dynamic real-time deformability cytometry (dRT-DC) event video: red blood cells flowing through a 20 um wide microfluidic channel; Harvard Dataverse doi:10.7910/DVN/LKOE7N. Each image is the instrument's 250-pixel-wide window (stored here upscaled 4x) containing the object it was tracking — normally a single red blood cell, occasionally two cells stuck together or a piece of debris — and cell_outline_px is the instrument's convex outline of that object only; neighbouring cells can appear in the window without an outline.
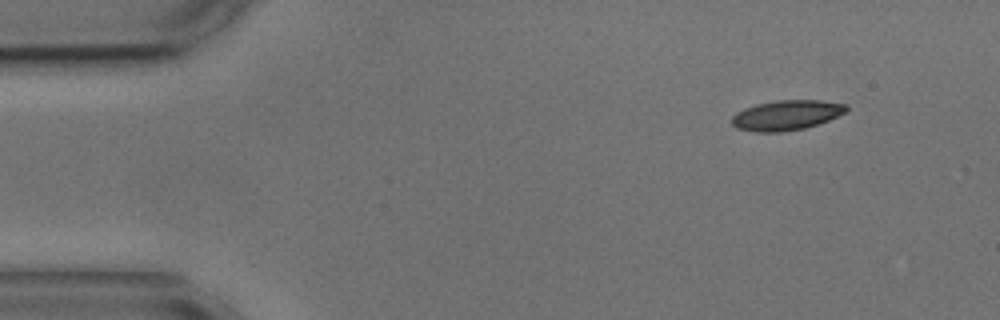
{"species": "common noctule bat (a hibernating species)", "species_latin": "Nyctalus noctula", "temperature_condition": "cold", "stored_images_in_passage": 8, "camera_frame_rate_fps": 3000, "um_per_image_px": 0.085, "animal": {"sex": "male", "body_mass_g": 17.9, "forearm_length_mm": 54.2}, "frame": {"image": 1, "passage_image": 1, "time_ms": 0.0, "image_size_px": [1000, 320], "cell_outline_px": [[848, 108], [844, 112], [828, 120], [804, 128], [780, 132], [756, 132], [736, 128], [732, 124], [732, 116], [736, 112], [744, 108], [756, 104], [776, 100], [820, 100], [848, 104]], "centroid_in_image_um": [66.82, 9.78], "position_along_channel_um": 18.2, "area_um2": 19.94}}
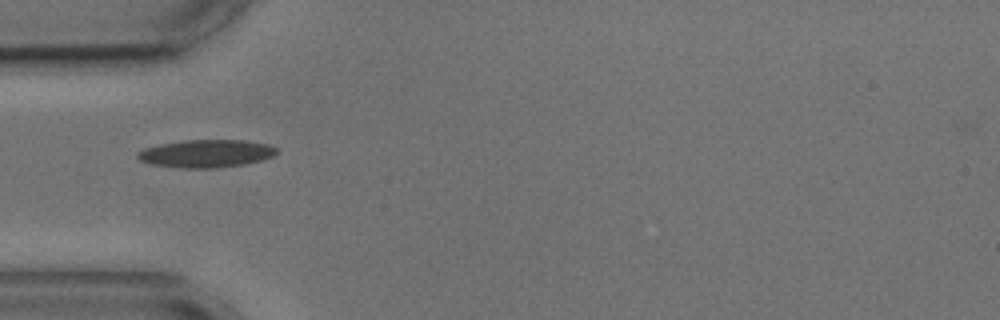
{"frame": {"image": 2, "passage_image": 4, "time_ms": 3.667, "image_size_px": [1000, 320], "cell_outline_px": [[276, 152], [272, 156], [260, 160], [244, 164], [216, 168], [184, 168], [152, 164], [140, 160], [136, 156], [136, 152], [144, 148], [160, 144], [184, 140], [244, 140], [268, 144], [276, 148]], "centroid_in_image_um": [17.49, 13.04], "position_along_channel_um": 67.5, "area_um2": 22.37}}
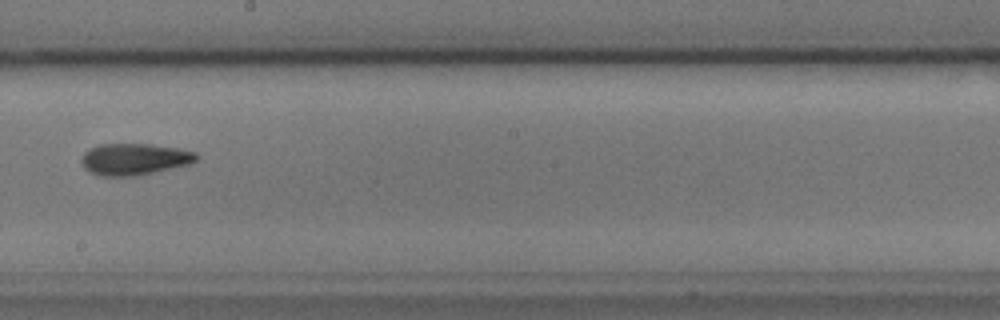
{"frame": {"image": 3, "passage_image": 8, "time_ms": 8.333, "image_size_px": [1000, 320], "cell_outline_px": [[200, 156], [196, 160], [188, 164], [136, 176], [100, 176], [88, 172], [84, 168], [80, 160], [84, 152], [88, 148], [100, 144], [148, 144], [180, 148], [196, 152]], "centroid_in_image_um": [11.38, 13.52], "position_along_channel_um": 236.8, "area_um2": 21.33}}